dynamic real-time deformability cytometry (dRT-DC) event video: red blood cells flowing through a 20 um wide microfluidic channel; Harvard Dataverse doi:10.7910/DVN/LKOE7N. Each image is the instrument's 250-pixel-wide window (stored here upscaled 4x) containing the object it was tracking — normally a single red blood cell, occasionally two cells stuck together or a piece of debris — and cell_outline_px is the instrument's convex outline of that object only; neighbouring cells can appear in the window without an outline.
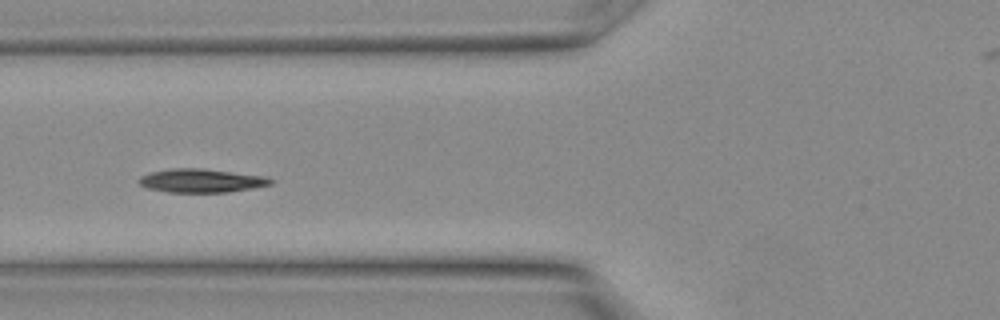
{"species": "Egyptian fruit bat (a non-hibernating species)", "species_latin": "Rousettus aegyptiacus", "temperature_condition": "warm", "stored_images_in_passage": 13, "camera_frame_rate_fps": 3000, "um_per_image_px": 0.085, "animal": {"sex": "female"}, "frame": {"image": 1, "passage_image": 8, "time_ms": 2.333, "image_size_px": [1000, 320], "cell_outline_px": [[272, 184], [252, 188], [228, 192], [168, 192], [148, 188], [140, 184], [136, 180], [140, 176], [148, 172], [172, 168], [204, 168], [264, 176], [272, 180]], "centroid_in_image_um": [17.06, 15.34], "position_along_channel_um": 108.7, "area_um2": 18.15}}
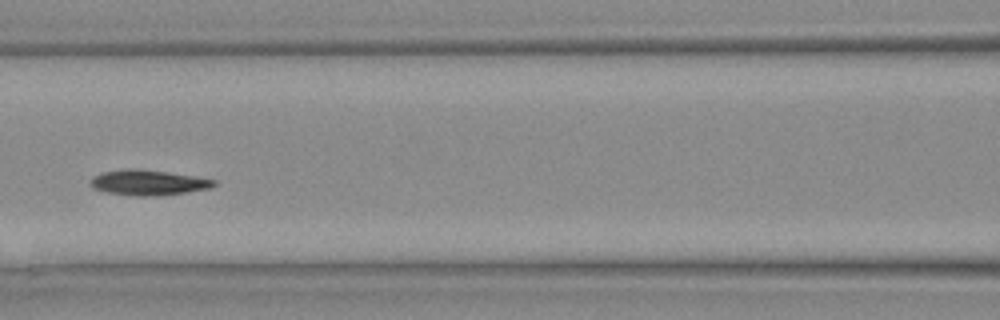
{"frame": {"image": 2, "passage_image": 10, "time_ms": 3.0, "image_size_px": [1000, 320], "cell_outline_px": [[216, 184], [212, 188], [156, 196], [140, 196], [108, 192], [92, 188], [88, 184], [88, 180], [92, 176], [100, 172], [164, 172], [196, 176], [216, 180]], "centroid_in_image_um": [12.62, 15.57], "position_along_channel_um": 154.0, "area_um2": 17.22}}